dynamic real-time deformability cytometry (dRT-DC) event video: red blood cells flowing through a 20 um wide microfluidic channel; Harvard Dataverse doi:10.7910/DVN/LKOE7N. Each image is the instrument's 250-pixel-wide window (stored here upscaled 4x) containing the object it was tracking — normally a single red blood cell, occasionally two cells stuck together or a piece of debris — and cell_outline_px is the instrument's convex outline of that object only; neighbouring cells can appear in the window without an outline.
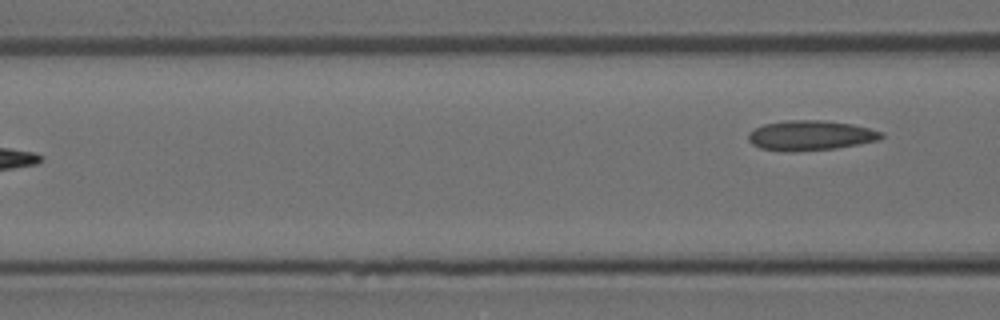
{"species": "Egyptian fruit bat (a non-hibernating species)", "species_latin": "Rousettus aegyptiacus", "temperature_condition": "room temperature", "stored_images_in_passage": 5, "camera_frame_rate_fps": 3000, "um_per_image_px": 0.085, "animal": {"sex": "female"}, "frame": {"image": 1, "passage_image": 5, "time_ms": 1.333, "image_size_px": [1000, 320], "cell_outline_px": [[884, 136], [880, 140], [860, 144], [836, 148], [792, 152], [760, 148], [752, 144], [748, 140], [748, 132], [764, 124], [788, 120], [820, 120], [852, 124], [884, 132]], "centroid_in_image_um": [68.91, 11.51], "position_along_channel_um": 97.7, "area_um2": 23.24}}